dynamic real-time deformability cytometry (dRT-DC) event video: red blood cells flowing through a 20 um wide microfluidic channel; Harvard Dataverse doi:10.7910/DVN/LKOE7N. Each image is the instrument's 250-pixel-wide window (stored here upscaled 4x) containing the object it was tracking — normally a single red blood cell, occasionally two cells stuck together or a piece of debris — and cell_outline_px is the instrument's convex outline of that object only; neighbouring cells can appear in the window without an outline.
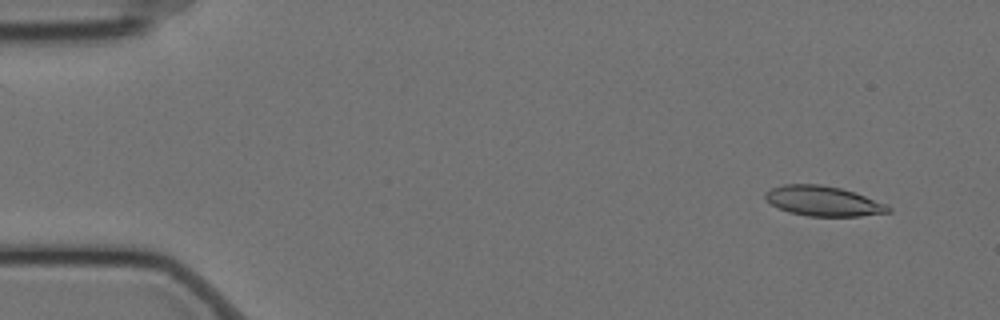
{"species": "Egyptian fruit bat (a non-hibernating species)", "species_latin": "Rousettus aegyptiacus", "temperature_condition": "cold", "stored_images_in_passage": 11, "camera_frame_rate_fps": 3000, "um_per_image_px": 0.085, "animal": {"sex": "female"}, "frame": {"image": 1, "passage_image": 5, "time_ms": 1.333, "image_size_px": [1000, 320], "cell_outline_px": [[892, 212], [860, 216], [808, 216], [788, 212], [772, 204], [764, 196], [764, 192], [772, 188], [784, 184], [820, 184], [840, 188], [888, 204], [892, 208]], "centroid_in_image_um": [70.0, 17.09], "position_along_channel_um": 15.0, "area_um2": 21.39}}